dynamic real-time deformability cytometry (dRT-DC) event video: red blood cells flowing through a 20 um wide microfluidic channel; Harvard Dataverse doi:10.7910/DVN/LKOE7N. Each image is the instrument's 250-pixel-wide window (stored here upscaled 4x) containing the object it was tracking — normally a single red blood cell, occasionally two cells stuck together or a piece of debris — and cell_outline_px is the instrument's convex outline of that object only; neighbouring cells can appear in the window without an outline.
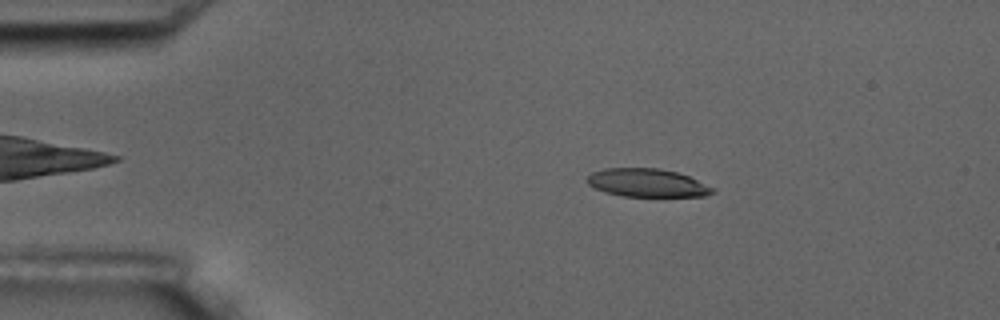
{"species": "common noctule bat (a hibernating species)", "species_latin": "Nyctalus noctula", "temperature_condition": "room temperature", "stored_images_in_passage": 5, "camera_frame_rate_fps": 3000, "um_per_image_px": 0.085, "animal": {"sex": "male", "body_mass_g": 17.5, "forearm_length_mm": 52.3}, "frame": {"image": 1, "passage_image": 2, "time_ms": 2.333, "image_size_px": [1000, 320], "cell_outline_px": [[716, 192], [704, 196], [624, 196], [604, 192], [588, 184], [584, 180], [592, 172], [604, 168], [660, 168], [676, 172], [688, 176], [716, 188]], "centroid_in_image_um": [55.01, 15.54], "position_along_channel_um": 30.0, "area_um2": 20.69}}